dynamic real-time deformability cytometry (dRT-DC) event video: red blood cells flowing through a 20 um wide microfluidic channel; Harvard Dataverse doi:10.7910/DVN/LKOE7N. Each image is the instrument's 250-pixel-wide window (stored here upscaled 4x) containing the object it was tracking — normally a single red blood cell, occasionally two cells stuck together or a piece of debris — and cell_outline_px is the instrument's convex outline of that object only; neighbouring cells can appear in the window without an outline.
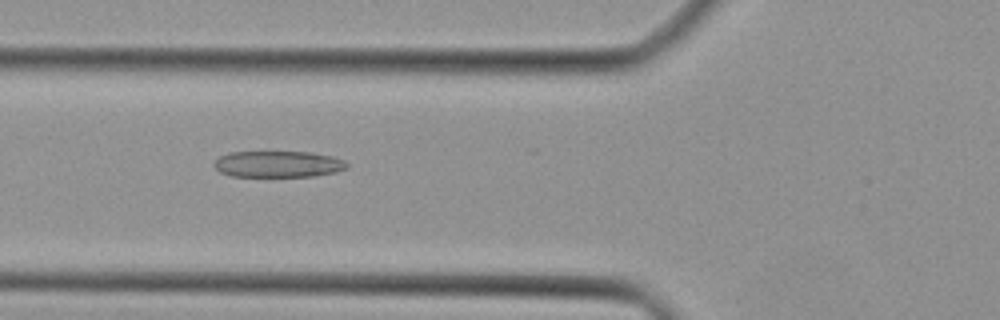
{"species": "Egyptian fruit bat (a non-hibernating species)", "species_latin": "Rousettus aegyptiacus", "temperature_condition": "cold", "stored_images_in_passage": 30, "camera_frame_rate_fps": 3000, "um_per_image_px": 0.085, "animal": {"sex": "female"}, "frame": {"image": 1, "passage_image": 6, "time_ms": 1.667, "image_size_px": [1000, 320], "cell_outline_px": [[348, 168], [336, 172], [316, 176], [232, 176], [220, 172], [212, 164], [220, 156], [232, 152], [312, 152], [332, 156], [344, 160], [348, 164]], "centroid_in_image_um": [23.67, 13.95], "position_along_channel_um": 102.1, "area_um2": 20.4}}
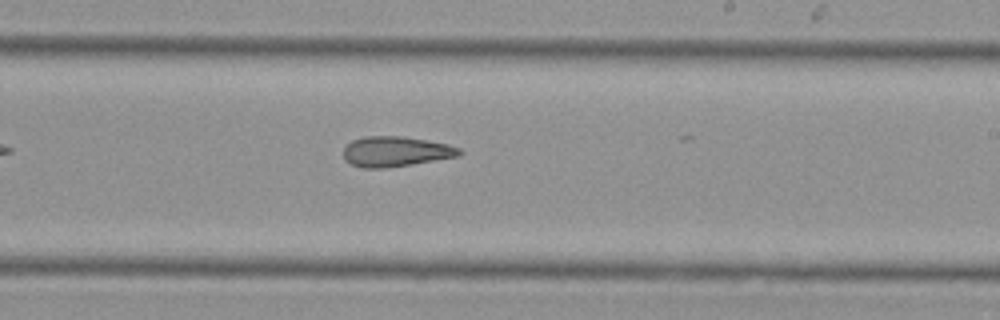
{"frame": {"image": 2, "passage_image": 16, "time_ms": 5.0, "image_size_px": [1000, 320], "cell_outline_px": [[464, 152], [460, 156], [412, 164], [384, 168], [364, 168], [352, 164], [344, 160], [344, 148], [352, 140], [364, 136], [404, 136], [448, 144], [460, 148]], "centroid_in_image_um": [33.65, 12.87], "position_along_channel_um": 255.3, "area_um2": 20.46}}
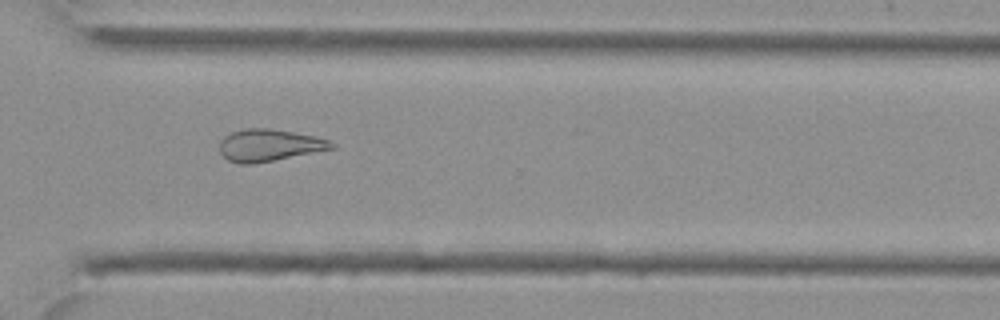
{"frame": {"image": 3, "passage_image": 22, "time_ms": 7.0, "image_size_px": [1000, 320], "cell_outline_px": [[336, 148], [252, 164], [240, 164], [228, 160], [220, 152], [220, 140], [224, 136], [232, 132], [244, 128], [268, 128], [292, 132], [312, 136], [328, 140], [336, 144]], "centroid_in_image_um": [22.86, 12.34], "position_along_channel_um": 347.7, "area_um2": 20.69}}